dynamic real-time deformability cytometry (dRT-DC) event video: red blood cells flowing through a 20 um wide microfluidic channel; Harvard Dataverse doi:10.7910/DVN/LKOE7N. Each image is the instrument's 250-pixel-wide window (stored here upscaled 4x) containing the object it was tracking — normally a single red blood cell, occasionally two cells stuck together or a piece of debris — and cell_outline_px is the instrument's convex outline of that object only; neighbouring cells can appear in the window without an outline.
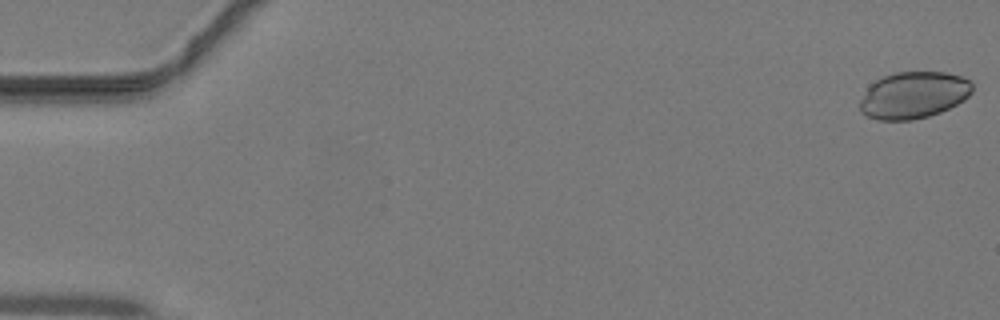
{"species": "common noctule bat (a hibernating species)", "species_latin": "Nyctalus noctula", "temperature_condition": "warm", "stored_images_in_passage": 12, "camera_frame_rate_fps": 3000, "um_per_image_px": 0.085, "animal": {"sex": "male", "body_mass_g": 19.2, "forearm_length_mm": 51.8}, "frame": {"image": 1, "passage_image": 1, "time_ms": 0.0, "image_size_px": [1000, 320], "cell_outline_px": [[972, 92], [964, 100], [940, 112], [928, 116], [912, 120], [876, 120], [860, 112], [860, 100], [868, 88], [876, 80], [884, 76], [896, 72], [944, 72], [960, 76], [972, 80]], "centroid_in_image_um": [77.66, 8.09], "position_along_channel_um": 7.3, "area_um2": 30.58}}